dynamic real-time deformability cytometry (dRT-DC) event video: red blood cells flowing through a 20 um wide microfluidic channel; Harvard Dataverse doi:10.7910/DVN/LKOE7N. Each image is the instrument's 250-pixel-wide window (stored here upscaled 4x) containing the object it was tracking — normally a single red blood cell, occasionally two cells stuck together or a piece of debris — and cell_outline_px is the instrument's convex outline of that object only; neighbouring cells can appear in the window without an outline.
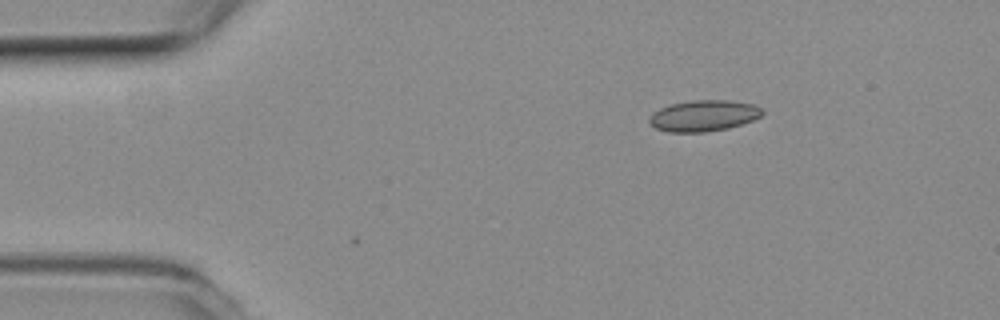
{"species": "common noctule bat (a hibernating species)", "species_latin": "Nyctalus noctula", "temperature_condition": "room temperature", "stored_images_in_passage": 2, "camera_frame_rate_fps": 3000, "um_per_image_px": 0.085, "animal": {"sex": "female", "body_mass_g": 19.3, "forearm_length_mm": 54.1}, "frame": {"image": 1, "passage_image": 2, "time_ms": 0.333, "image_size_px": [1000, 320], "cell_outline_px": [[764, 112], [760, 116], [752, 120], [728, 128], [704, 132], [668, 132], [656, 128], [648, 124], [648, 120], [652, 112], [660, 108], [672, 104], [692, 100], [728, 100], [756, 104], [764, 108]], "centroid_in_image_um": [59.81, 9.83], "position_along_channel_um": 25.2, "area_um2": 20.63}}